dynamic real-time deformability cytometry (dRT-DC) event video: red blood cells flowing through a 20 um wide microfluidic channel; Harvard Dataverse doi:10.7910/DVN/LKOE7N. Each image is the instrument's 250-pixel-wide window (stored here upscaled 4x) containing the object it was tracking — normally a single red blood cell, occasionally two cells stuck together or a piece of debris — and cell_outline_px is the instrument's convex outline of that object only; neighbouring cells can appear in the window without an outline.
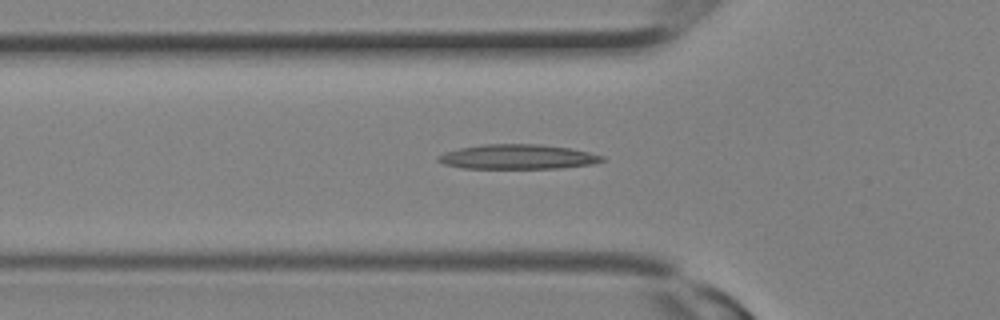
{"species": "Egyptian fruit bat (a non-hibernating species)", "species_latin": "Rousettus aegyptiacus", "temperature_condition": "room temperature", "stored_images_in_passage": 14, "camera_frame_rate_fps": 3000, "um_per_image_px": 0.085, "animal": {"sex": "female"}, "frame": {"image": 1, "passage_image": 10, "time_ms": 3.0, "image_size_px": [1000, 320], "cell_outline_px": [[604, 160], [592, 164], [560, 168], [464, 168], [444, 164], [436, 160], [436, 156], [444, 152], [460, 148], [484, 144], [540, 144], [568, 148], [588, 152], [604, 156]], "centroid_in_image_um": [43.97, 13.33], "position_along_channel_um": 81.8, "area_um2": 23.47}}
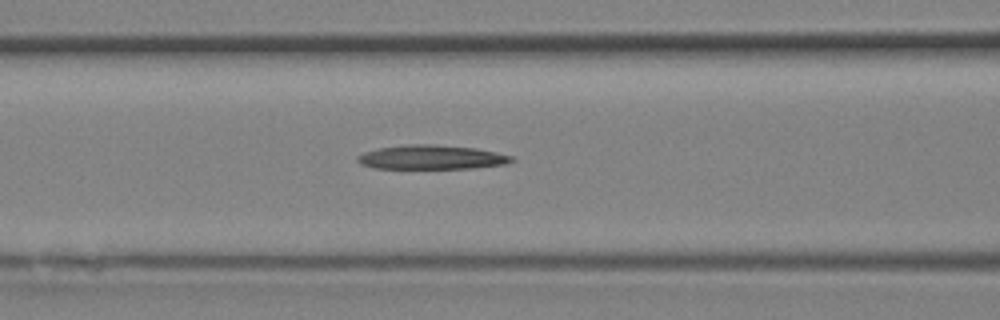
{"frame": {"image": 2, "passage_image": 12, "time_ms": 3.667, "image_size_px": [1000, 320], "cell_outline_px": [[516, 160], [504, 164], [472, 168], [376, 168], [360, 164], [356, 160], [356, 156], [364, 152], [380, 148], [408, 144], [436, 144], [476, 148], [496, 152], [512, 156]], "centroid_in_image_um": [36.68, 13.36], "position_along_channel_um": 129.9, "area_um2": 21.68}}
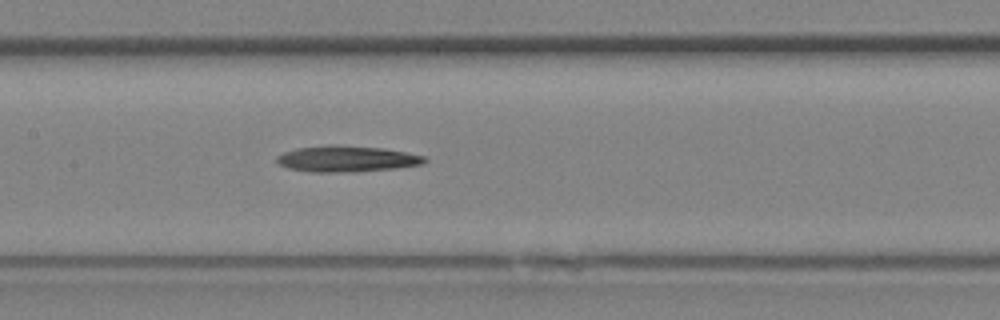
{"frame": {"image": 3, "passage_image": 14, "time_ms": 4.333, "image_size_px": [1000, 320], "cell_outline_px": [[428, 160], [420, 164], [392, 168], [336, 172], [312, 172], [288, 168], [280, 164], [276, 160], [276, 156], [284, 152], [296, 148], [328, 144], [336, 144], [384, 148], [424, 156]], "centroid_in_image_um": [29.4, 13.47], "position_along_channel_um": 178.0, "area_um2": 22.2}}